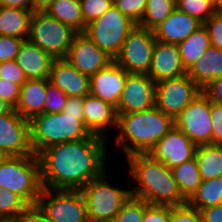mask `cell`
<instances>
[{
  "label": "cell",
  "instance_id": "6da1fadb",
  "mask_svg": "<svg viewBox=\"0 0 222 222\" xmlns=\"http://www.w3.org/2000/svg\"><path fill=\"white\" fill-rule=\"evenodd\" d=\"M106 139L89 138L56 144L39 155L43 188L81 190L106 171Z\"/></svg>",
  "mask_w": 222,
  "mask_h": 222
},
{
  "label": "cell",
  "instance_id": "7a4b0ae2",
  "mask_svg": "<svg viewBox=\"0 0 222 222\" xmlns=\"http://www.w3.org/2000/svg\"><path fill=\"white\" fill-rule=\"evenodd\" d=\"M129 175L137 186L130 187L131 196L148 204L182 206L187 199L180 192L171 169L154 160L149 154H133L126 157Z\"/></svg>",
  "mask_w": 222,
  "mask_h": 222
},
{
  "label": "cell",
  "instance_id": "3957f363",
  "mask_svg": "<svg viewBox=\"0 0 222 222\" xmlns=\"http://www.w3.org/2000/svg\"><path fill=\"white\" fill-rule=\"evenodd\" d=\"M174 126V120L156 106L134 113L118 115L114 140L126 157L148 154L154 145Z\"/></svg>",
  "mask_w": 222,
  "mask_h": 222
},
{
  "label": "cell",
  "instance_id": "277c9868",
  "mask_svg": "<svg viewBox=\"0 0 222 222\" xmlns=\"http://www.w3.org/2000/svg\"><path fill=\"white\" fill-rule=\"evenodd\" d=\"M30 122V145L33 154L39 155L44 149L91 136L84 126V115L65 112L42 113Z\"/></svg>",
  "mask_w": 222,
  "mask_h": 222
},
{
  "label": "cell",
  "instance_id": "5b68a950",
  "mask_svg": "<svg viewBox=\"0 0 222 222\" xmlns=\"http://www.w3.org/2000/svg\"><path fill=\"white\" fill-rule=\"evenodd\" d=\"M0 188L15 192L35 205L42 190L38 155L6 157L0 163Z\"/></svg>",
  "mask_w": 222,
  "mask_h": 222
},
{
  "label": "cell",
  "instance_id": "8992f818",
  "mask_svg": "<svg viewBox=\"0 0 222 222\" xmlns=\"http://www.w3.org/2000/svg\"><path fill=\"white\" fill-rule=\"evenodd\" d=\"M105 174L104 171L81 189L89 222H112L131 196L130 187L124 189L112 186Z\"/></svg>",
  "mask_w": 222,
  "mask_h": 222
},
{
  "label": "cell",
  "instance_id": "52a82bcc",
  "mask_svg": "<svg viewBox=\"0 0 222 222\" xmlns=\"http://www.w3.org/2000/svg\"><path fill=\"white\" fill-rule=\"evenodd\" d=\"M76 33L45 11H33L27 39L54 59H65Z\"/></svg>",
  "mask_w": 222,
  "mask_h": 222
},
{
  "label": "cell",
  "instance_id": "ba28073f",
  "mask_svg": "<svg viewBox=\"0 0 222 222\" xmlns=\"http://www.w3.org/2000/svg\"><path fill=\"white\" fill-rule=\"evenodd\" d=\"M135 25L136 23L113 4L103 16L87 24L84 33L114 59Z\"/></svg>",
  "mask_w": 222,
  "mask_h": 222
},
{
  "label": "cell",
  "instance_id": "9c48e42d",
  "mask_svg": "<svg viewBox=\"0 0 222 222\" xmlns=\"http://www.w3.org/2000/svg\"><path fill=\"white\" fill-rule=\"evenodd\" d=\"M36 204L52 222H89L81 190L42 188Z\"/></svg>",
  "mask_w": 222,
  "mask_h": 222
},
{
  "label": "cell",
  "instance_id": "30bf717a",
  "mask_svg": "<svg viewBox=\"0 0 222 222\" xmlns=\"http://www.w3.org/2000/svg\"><path fill=\"white\" fill-rule=\"evenodd\" d=\"M155 42L153 30L136 24L124 40L114 61L127 73L148 75Z\"/></svg>",
  "mask_w": 222,
  "mask_h": 222
},
{
  "label": "cell",
  "instance_id": "8fae6325",
  "mask_svg": "<svg viewBox=\"0 0 222 222\" xmlns=\"http://www.w3.org/2000/svg\"><path fill=\"white\" fill-rule=\"evenodd\" d=\"M202 92L186 74L164 79L155 86V106L173 120Z\"/></svg>",
  "mask_w": 222,
  "mask_h": 222
},
{
  "label": "cell",
  "instance_id": "7c38bea8",
  "mask_svg": "<svg viewBox=\"0 0 222 222\" xmlns=\"http://www.w3.org/2000/svg\"><path fill=\"white\" fill-rule=\"evenodd\" d=\"M180 129L196 145L212 144L211 102L201 92L174 120Z\"/></svg>",
  "mask_w": 222,
  "mask_h": 222
},
{
  "label": "cell",
  "instance_id": "4fadbf2b",
  "mask_svg": "<svg viewBox=\"0 0 222 222\" xmlns=\"http://www.w3.org/2000/svg\"><path fill=\"white\" fill-rule=\"evenodd\" d=\"M156 82L146 74L127 73L117 104V115L148 110L155 106Z\"/></svg>",
  "mask_w": 222,
  "mask_h": 222
},
{
  "label": "cell",
  "instance_id": "5bb4252c",
  "mask_svg": "<svg viewBox=\"0 0 222 222\" xmlns=\"http://www.w3.org/2000/svg\"><path fill=\"white\" fill-rule=\"evenodd\" d=\"M0 151L6 157L33 154L30 145V122L14 109L0 115Z\"/></svg>",
  "mask_w": 222,
  "mask_h": 222
},
{
  "label": "cell",
  "instance_id": "9a60e30c",
  "mask_svg": "<svg viewBox=\"0 0 222 222\" xmlns=\"http://www.w3.org/2000/svg\"><path fill=\"white\" fill-rule=\"evenodd\" d=\"M65 60L89 77L114 61L84 32L75 34Z\"/></svg>",
  "mask_w": 222,
  "mask_h": 222
},
{
  "label": "cell",
  "instance_id": "2e32d148",
  "mask_svg": "<svg viewBox=\"0 0 222 222\" xmlns=\"http://www.w3.org/2000/svg\"><path fill=\"white\" fill-rule=\"evenodd\" d=\"M196 147L190 138L174 125L148 154L172 169L194 158Z\"/></svg>",
  "mask_w": 222,
  "mask_h": 222
},
{
  "label": "cell",
  "instance_id": "e0dca14e",
  "mask_svg": "<svg viewBox=\"0 0 222 222\" xmlns=\"http://www.w3.org/2000/svg\"><path fill=\"white\" fill-rule=\"evenodd\" d=\"M127 72L115 61L90 77V94L117 107Z\"/></svg>",
  "mask_w": 222,
  "mask_h": 222
},
{
  "label": "cell",
  "instance_id": "ac0fdd59",
  "mask_svg": "<svg viewBox=\"0 0 222 222\" xmlns=\"http://www.w3.org/2000/svg\"><path fill=\"white\" fill-rule=\"evenodd\" d=\"M83 108L84 126L89 133L107 139L108 131L117 127L116 107L88 94L84 97Z\"/></svg>",
  "mask_w": 222,
  "mask_h": 222
},
{
  "label": "cell",
  "instance_id": "d6986e66",
  "mask_svg": "<svg viewBox=\"0 0 222 222\" xmlns=\"http://www.w3.org/2000/svg\"><path fill=\"white\" fill-rule=\"evenodd\" d=\"M186 73L178 45L156 40L148 75L157 83Z\"/></svg>",
  "mask_w": 222,
  "mask_h": 222
},
{
  "label": "cell",
  "instance_id": "ffe728a7",
  "mask_svg": "<svg viewBox=\"0 0 222 222\" xmlns=\"http://www.w3.org/2000/svg\"><path fill=\"white\" fill-rule=\"evenodd\" d=\"M49 81L67 97H85L90 94V77L74 68L65 59L53 61Z\"/></svg>",
  "mask_w": 222,
  "mask_h": 222
},
{
  "label": "cell",
  "instance_id": "44dd1931",
  "mask_svg": "<svg viewBox=\"0 0 222 222\" xmlns=\"http://www.w3.org/2000/svg\"><path fill=\"white\" fill-rule=\"evenodd\" d=\"M55 59L32 43L29 39L22 41L15 61L23 70L27 79H49L51 65Z\"/></svg>",
  "mask_w": 222,
  "mask_h": 222
},
{
  "label": "cell",
  "instance_id": "7402d4cb",
  "mask_svg": "<svg viewBox=\"0 0 222 222\" xmlns=\"http://www.w3.org/2000/svg\"><path fill=\"white\" fill-rule=\"evenodd\" d=\"M202 23L196 18L177 10L153 29L155 39L163 43L179 44L197 30Z\"/></svg>",
  "mask_w": 222,
  "mask_h": 222
},
{
  "label": "cell",
  "instance_id": "603a6c76",
  "mask_svg": "<svg viewBox=\"0 0 222 222\" xmlns=\"http://www.w3.org/2000/svg\"><path fill=\"white\" fill-rule=\"evenodd\" d=\"M47 94V79H27L20 88V96L14 110L24 119L31 121L44 113Z\"/></svg>",
  "mask_w": 222,
  "mask_h": 222
},
{
  "label": "cell",
  "instance_id": "cb8c5ba5",
  "mask_svg": "<svg viewBox=\"0 0 222 222\" xmlns=\"http://www.w3.org/2000/svg\"><path fill=\"white\" fill-rule=\"evenodd\" d=\"M187 75L203 89L222 76V49L210 46L188 70Z\"/></svg>",
  "mask_w": 222,
  "mask_h": 222
},
{
  "label": "cell",
  "instance_id": "d4e9b609",
  "mask_svg": "<svg viewBox=\"0 0 222 222\" xmlns=\"http://www.w3.org/2000/svg\"><path fill=\"white\" fill-rule=\"evenodd\" d=\"M33 11L0 6V35L27 39Z\"/></svg>",
  "mask_w": 222,
  "mask_h": 222
},
{
  "label": "cell",
  "instance_id": "484cf974",
  "mask_svg": "<svg viewBox=\"0 0 222 222\" xmlns=\"http://www.w3.org/2000/svg\"><path fill=\"white\" fill-rule=\"evenodd\" d=\"M45 12L77 33L85 32L87 25L83 20L80 0H53Z\"/></svg>",
  "mask_w": 222,
  "mask_h": 222
},
{
  "label": "cell",
  "instance_id": "4316f807",
  "mask_svg": "<svg viewBox=\"0 0 222 222\" xmlns=\"http://www.w3.org/2000/svg\"><path fill=\"white\" fill-rule=\"evenodd\" d=\"M201 180H212L222 176V145H198L195 151Z\"/></svg>",
  "mask_w": 222,
  "mask_h": 222
},
{
  "label": "cell",
  "instance_id": "83f0119b",
  "mask_svg": "<svg viewBox=\"0 0 222 222\" xmlns=\"http://www.w3.org/2000/svg\"><path fill=\"white\" fill-rule=\"evenodd\" d=\"M178 45L182 64L188 70L211 46L206 27L202 24Z\"/></svg>",
  "mask_w": 222,
  "mask_h": 222
},
{
  "label": "cell",
  "instance_id": "f1b7e54d",
  "mask_svg": "<svg viewBox=\"0 0 222 222\" xmlns=\"http://www.w3.org/2000/svg\"><path fill=\"white\" fill-rule=\"evenodd\" d=\"M187 204L199 211L222 204V176L212 180H202Z\"/></svg>",
  "mask_w": 222,
  "mask_h": 222
},
{
  "label": "cell",
  "instance_id": "f546056e",
  "mask_svg": "<svg viewBox=\"0 0 222 222\" xmlns=\"http://www.w3.org/2000/svg\"><path fill=\"white\" fill-rule=\"evenodd\" d=\"M180 192L188 200L201 183L199 167L196 158H192L171 169Z\"/></svg>",
  "mask_w": 222,
  "mask_h": 222
},
{
  "label": "cell",
  "instance_id": "4dcf8cb0",
  "mask_svg": "<svg viewBox=\"0 0 222 222\" xmlns=\"http://www.w3.org/2000/svg\"><path fill=\"white\" fill-rule=\"evenodd\" d=\"M175 8V0H147L143 18L138 25L153 30L162 23Z\"/></svg>",
  "mask_w": 222,
  "mask_h": 222
},
{
  "label": "cell",
  "instance_id": "1f68e13d",
  "mask_svg": "<svg viewBox=\"0 0 222 222\" xmlns=\"http://www.w3.org/2000/svg\"><path fill=\"white\" fill-rule=\"evenodd\" d=\"M29 204L18 194L0 188V221L21 217Z\"/></svg>",
  "mask_w": 222,
  "mask_h": 222
},
{
  "label": "cell",
  "instance_id": "d6a6232c",
  "mask_svg": "<svg viewBox=\"0 0 222 222\" xmlns=\"http://www.w3.org/2000/svg\"><path fill=\"white\" fill-rule=\"evenodd\" d=\"M176 9L199 20L202 24L216 12L215 0H175Z\"/></svg>",
  "mask_w": 222,
  "mask_h": 222
},
{
  "label": "cell",
  "instance_id": "836d02e7",
  "mask_svg": "<svg viewBox=\"0 0 222 222\" xmlns=\"http://www.w3.org/2000/svg\"><path fill=\"white\" fill-rule=\"evenodd\" d=\"M147 204L142 199L130 196L112 222H142Z\"/></svg>",
  "mask_w": 222,
  "mask_h": 222
},
{
  "label": "cell",
  "instance_id": "e575fe53",
  "mask_svg": "<svg viewBox=\"0 0 222 222\" xmlns=\"http://www.w3.org/2000/svg\"><path fill=\"white\" fill-rule=\"evenodd\" d=\"M84 23L87 25L103 16L113 5V0H80Z\"/></svg>",
  "mask_w": 222,
  "mask_h": 222
},
{
  "label": "cell",
  "instance_id": "d590c367",
  "mask_svg": "<svg viewBox=\"0 0 222 222\" xmlns=\"http://www.w3.org/2000/svg\"><path fill=\"white\" fill-rule=\"evenodd\" d=\"M67 99V95L47 79V94L44 103V113L62 112Z\"/></svg>",
  "mask_w": 222,
  "mask_h": 222
},
{
  "label": "cell",
  "instance_id": "8d00e7d4",
  "mask_svg": "<svg viewBox=\"0 0 222 222\" xmlns=\"http://www.w3.org/2000/svg\"><path fill=\"white\" fill-rule=\"evenodd\" d=\"M147 0H113V4L134 23L139 24L146 9Z\"/></svg>",
  "mask_w": 222,
  "mask_h": 222
},
{
  "label": "cell",
  "instance_id": "74e56055",
  "mask_svg": "<svg viewBox=\"0 0 222 222\" xmlns=\"http://www.w3.org/2000/svg\"><path fill=\"white\" fill-rule=\"evenodd\" d=\"M0 79L20 86L27 80L23 70L15 60L0 62Z\"/></svg>",
  "mask_w": 222,
  "mask_h": 222
},
{
  "label": "cell",
  "instance_id": "f35d334b",
  "mask_svg": "<svg viewBox=\"0 0 222 222\" xmlns=\"http://www.w3.org/2000/svg\"><path fill=\"white\" fill-rule=\"evenodd\" d=\"M203 25L208 31L211 46L222 49V15L215 12Z\"/></svg>",
  "mask_w": 222,
  "mask_h": 222
},
{
  "label": "cell",
  "instance_id": "ab89813d",
  "mask_svg": "<svg viewBox=\"0 0 222 222\" xmlns=\"http://www.w3.org/2000/svg\"><path fill=\"white\" fill-rule=\"evenodd\" d=\"M170 222H203L201 212L188 204L171 206Z\"/></svg>",
  "mask_w": 222,
  "mask_h": 222
},
{
  "label": "cell",
  "instance_id": "60d3db41",
  "mask_svg": "<svg viewBox=\"0 0 222 222\" xmlns=\"http://www.w3.org/2000/svg\"><path fill=\"white\" fill-rule=\"evenodd\" d=\"M23 40L25 39L0 35V62L15 60Z\"/></svg>",
  "mask_w": 222,
  "mask_h": 222
},
{
  "label": "cell",
  "instance_id": "b9f144b4",
  "mask_svg": "<svg viewBox=\"0 0 222 222\" xmlns=\"http://www.w3.org/2000/svg\"><path fill=\"white\" fill-rule=\"evenodd\" d=\"M171 206L147 204L142 222H170Z\"/></svg>",
  "mask_w": 222,
  "mask_h": 222
},
{
  "label": "cell",
  "instance_id": "7bdbcfd3",
  "mask_svg": "<svg viewBox=\"0 0 222 222\" xmlns=\"http://www.w3.org/2000/svg\"><path fill=\"white\" fill-rule=\"evenodd\" d=\"M20 88L21 86L18 84L0 79V98L14 109L19 100Z\"/></svg>",
  "mask_w": 222,
  "mask_h": 222
},
{
  "label": "cell",
  "instance_id": "ee69618b",
  "mask_svg": "<svg viewBox=\"0 0 222 222\" xmlns=\"http://www.w3.org/2000/svg\"><path fill=\"white\" fill-rule=\"evenodd\" d=\"M212 144L222 145V105L211 103Z\"/></svg>",
  "mask_w": 222,
  "mask_h": 222
},
{
  "label": "cell",
  "instance_id": "f6af8a7d",
  "mask_svg": "<svg viewBox=\"0 0 222 222\" xmlns=\"http://www.w3.org/2000/svg\"><path fill=\"white\" fill-rule=\"evenodd\" d=\"M211 103L222 105V76L211 81L202 89Z\"/></svg>",
  "mask_w": 222,
  "mask_h": 222
},
{
  "label": "cell",
  "instance_id": "bcb514c9",
  "mask_svg": "<svg viewBox=\"0 0 222 222\" xmlns=\"http://www.w3.org/2000/svg\"><path fill=\"white\" fill-rule=\"evenodd\" d=\"M84 97H68L63 112L72 115H83Z\"/></svg>",
  "mask_w": 222,
  "mask_h": 222
},
{
  "label": "cell",
  "instance_id": "7dc6e473",
  "mask_svg": "<svg viewBox=\"0 0 222 222\" xmlns=\"http://www.w3.org/2000/svg\"><path fill=\"white\" fill-rule=\"evenodd\" d=\"M203 222H222V204L200 210Z\"/></svg>",
  "mask_w": 222,
  "mask_h": 222
},
{
  "label": "cell",
  "instance_id": "c3c4849f",
  "mask_svg": "<svg viewBox=\"0 0 222 222\" xmlns=\"http://www.w3.org/2000/svg\"><path fill=\"white\" fill-rule=\"evenodd\" d=\"M12 222H37V204L29 205L23 215Z\"/></svg>",
  "mask_w": 222,
  "mask_h": 222
},
{
  "label": "cell",
  "instance_id": "681fc988",
  "mask_svg": "<svg viewBox=\"0 0 222 222\" xmlns=\"http://www.w3.org/2000/svg\"><path fill=\"white\" fill-rule=\"evenodd\" d=\"M0 6L31 11V0H0Z\"/></svg>",
  "mask_w": 222,
  "mask_h": 222
},
{
  "label": "cell",
  "instance_id": "f907efd6",
  "mask_svg": "<svg viewBox=\"0 0 222 222\" xmlns=\"http://www.w3.org/2000/svg\"><path fill=\"white\" fill-rule=\"evenodd\" d=\"M53 0H31V11H45Z\"/></svg>",
  "mask_w": 222,
  "mask_h": 222
},
{
  "label": "cell",
  "instance_id": "816d5d0a",
  "mask_svg": "<svg viewBox=\"0 0 222 222\" xmlns=\"http://www.w3.org/2000/svg\"><path fill=\"white\" fill-rule=\"evenodd\" d=\"M37 222H52L38 205H37Z\"/></svg>",
  "mask_w": 222,
  "mask_h": 222
},
{
  "label": "cell",
  "instance_id": "f5cc1de1",
  "mask_svg": "<svg viewBox=\"0 0 222 222\" xmlns=\"http://www.w3.org/2000/svg\"><path fill=\"white\" fill-rule=\"evenodd\" d=\"M13 108L0 98V115L9 113Z\"/></svg>",
  "mask_w": 222,
  "mask_h": 222
},
{
  "label": "cell",
  "instance_id": "db71d44e",
  "mask_svg": "<svg viewBox=\"0 0 222 222\" xmlns=\"http://www.w3.org/2000/svg\"><path fill=\"white\" fill-rule=\"evenodd\" d=\"M216 12L222 15V0H215Z\"/></svg>",
  "mask_w": 222,
  "mask_h": 222
},
{
  "label": "cell",
  "instance_id": "11a10c76",
  "mask_svg": "<svg viewBox=\"0 0 222 222\" xmlns=\"http://www.w3.org/2000/svg\"><path fill=\"white\" fill-rule=\"evenodd\" d=\"M6 158V156L0 151V163Z\"/></svg>",
  "mask_w": 222,
  "mask_h": 222
}]
</instances>
